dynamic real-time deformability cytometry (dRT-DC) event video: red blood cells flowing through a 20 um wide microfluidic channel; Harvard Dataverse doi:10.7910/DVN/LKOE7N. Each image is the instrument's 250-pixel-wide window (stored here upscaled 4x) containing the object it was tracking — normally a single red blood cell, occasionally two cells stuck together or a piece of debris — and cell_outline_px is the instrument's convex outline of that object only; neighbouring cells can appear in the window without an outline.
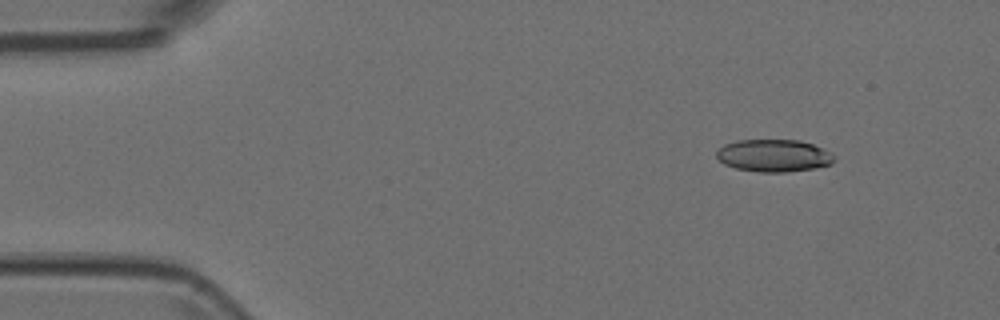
{"species": "Egyptian fruit bat (a non-hibernating species)", "species_latin": "Rousettus aegyptiacus", "temperature_condition": "room temperature", "stored_images_in_passage": 5, "camera_frame_rate_fps": 3000, "um_per_image_px": 0.085, "animal": {"sex": "female"}, "frame": {"image": 1, "passage_image": 1, "time_ms": 0.0, "image_size_px": [1000, 320], "cell_outline_px": [[836, 156], [832, 164], [812, 168], [788, 172], [760, 172], [736, 168], [724, 164], [716, 156], [716, 152], [724, 144], [740, 140], [800, 140], [812, 144]], "centroid_in_image_um": [65.76, 13.23], "position_along_channel_um": 19.2, "area_um2": 22.02}}
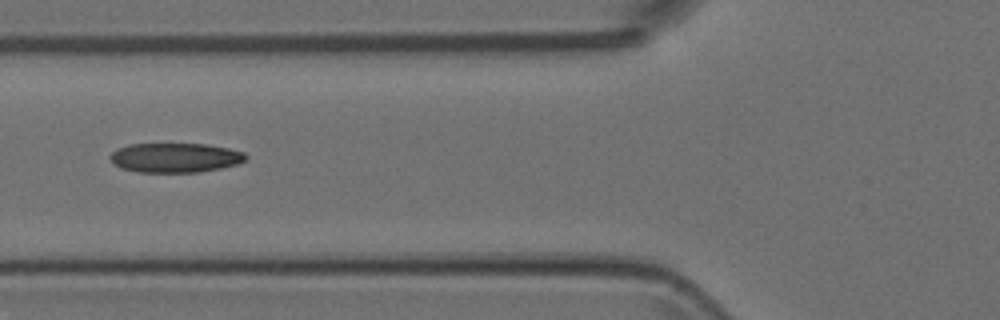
{"frame": {"image": 2, "passage_image": 5, "time_ms": 1.333, "image_size_px": [1000, 320], "cell_outline_px": [[248, 156], [244, 160], [236, 164], [220, 168], [200, 172], [136, 172], [120, 168], [108, 156], [116, 148], [128, 144], [208, 144], [228, 148], [244, 152]], "centroid_in_image_um": [14.87, 13.4], "position_along_channel_um": 110.9, "area_um2": 23.35}}